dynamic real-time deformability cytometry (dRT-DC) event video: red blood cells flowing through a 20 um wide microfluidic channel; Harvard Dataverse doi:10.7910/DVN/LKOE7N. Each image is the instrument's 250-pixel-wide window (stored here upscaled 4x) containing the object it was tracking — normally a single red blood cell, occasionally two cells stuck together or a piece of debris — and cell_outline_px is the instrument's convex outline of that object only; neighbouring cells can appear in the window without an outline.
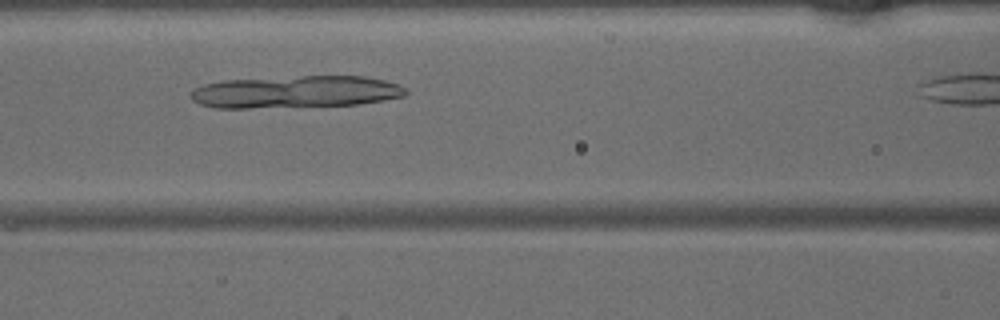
{"species": "common noctule bat (a hibernating species)", "species_latin": "Nyctalus noctula", "temperature_condition": "warm", "stored_images_in_passage": 19, "camera_frame_rate_fps": 3000, "um_per_image_px": 0.085, "animal": {"sex": "male", "body_mass_g": 15.6}, "frame": {"image": 1, "passage_image": 10, "time_ms": 3.0, "image_size_px": [1000, 320], "cell_outline_px": [[408, 92], [404, 96], [384, 100], [360, 104], [248, 108], [216, 108], [200, 104], [192, 100], [188, 96], [192, 88], [204, 84], [224, 80], [304, 76], [364, 76], [384, 80], [400, 84]], "centroid_in_image_um": [25.1, 7.81], "position_along_channel_um": 141.5, "area_um2": 40.46}}
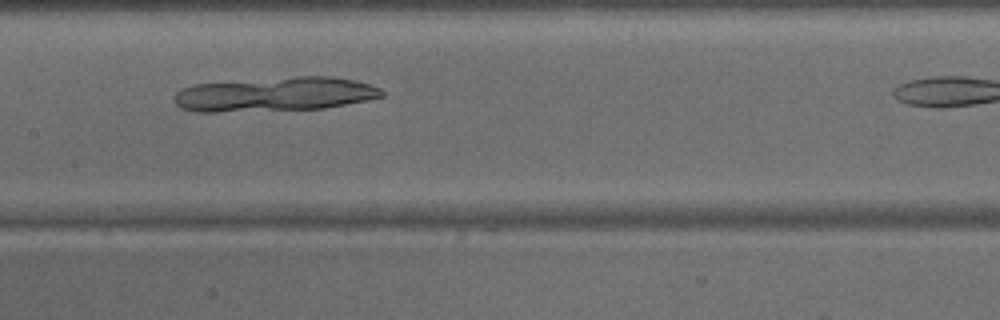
{"frame": {"image": 2, "passage_image": 13, "time_ms": 4.0, "image_size_px": [1000, 320], "cell_outline_px": [[384, 96], [368, 100], [324, 108], [216, 112], [196, 112], [180, 108], [176, 104], [176, 92], [184, 88], [196, 84], [296, 76], [332, 76], [356, 80], [380, 88], [384, 92]], "centroid_in_image_um": [23.41, 8.01], "position_along_channel_um": 184.0, "area_um2": 41.27}}